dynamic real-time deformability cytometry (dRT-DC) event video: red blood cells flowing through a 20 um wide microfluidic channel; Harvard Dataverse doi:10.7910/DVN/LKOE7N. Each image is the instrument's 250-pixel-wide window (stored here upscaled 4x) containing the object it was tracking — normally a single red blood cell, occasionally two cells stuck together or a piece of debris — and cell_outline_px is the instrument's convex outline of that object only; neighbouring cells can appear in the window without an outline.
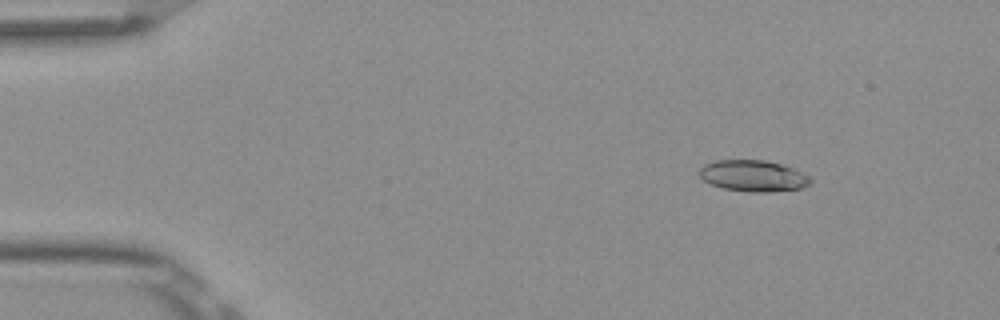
{"species": "Egyptian fruit bat (a non-hibernating species)", "species_latin": "Rousettus aegyptiacus", "temperature_condition": "room temperature", "stored_images_in_passage": 3, "camera_frame_rate_fps": 3000, "um_per_image_px": 0.085, "frame": {"image": 1, "passage_image": 1, "time_ms": 0.0, "image_size_px": [1000, 320], "cell_outline_px": [[812, 184], [800, 188], [768, 192], [748, 192], [724, 188], [712, 184], [704, 180], [700, 176], [700, 168], [704, 164], [716, 160], [764, 160], [780, 164], [792, 168], [808, 176], [812, 180]], "centroid_in_image_um": [64.02, 14.95], "position_along_channel_um": 21.0, "area_um2": 20.06}}